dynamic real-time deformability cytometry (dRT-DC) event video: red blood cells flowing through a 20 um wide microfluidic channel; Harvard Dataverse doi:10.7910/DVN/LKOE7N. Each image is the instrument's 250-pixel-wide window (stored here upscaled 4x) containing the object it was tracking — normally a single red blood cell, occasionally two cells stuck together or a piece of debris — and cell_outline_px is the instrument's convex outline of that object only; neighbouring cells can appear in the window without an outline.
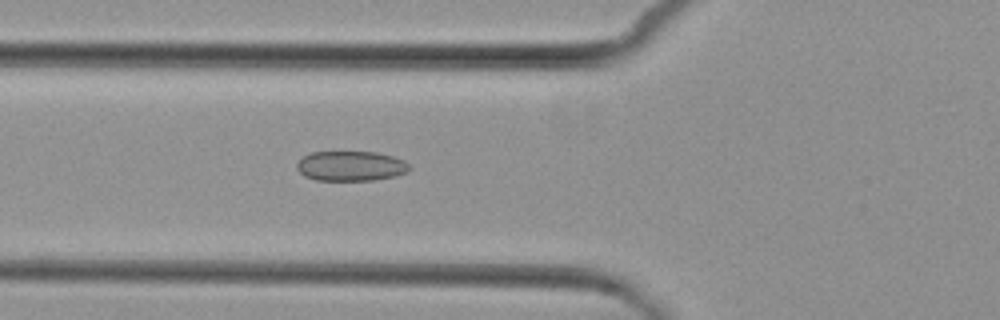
{"species": "common noctule bat (a hibernating species)", "species_latin": "Nyctalus noctula", "temperature_condition": "cold", "stored_images_in_passage": 6, "camera_frame_rate_fps": 3000, "um_per_image_px": 0.085, "animal": {"sex": "female", "body_mass_g": 29.2, "forearm_length_mm": 56.3}, "frame": {"image": 1, "passage_image": 6, "time_ms": 6.0, "image_size_px": [1000, 320], "cell_outline_px": [[412, 168], [408, 172], [396, 176], [376, 180], [316, 180], [304, 176], [296, 168], [296, 164], [304, 156], [312, 152], [376, 152], [392, 156], [404, 160]], "centroid_in_image_um": [29.85, 14.12], "position_along_channel_um": 96.0, "area_um2": 19.71}}